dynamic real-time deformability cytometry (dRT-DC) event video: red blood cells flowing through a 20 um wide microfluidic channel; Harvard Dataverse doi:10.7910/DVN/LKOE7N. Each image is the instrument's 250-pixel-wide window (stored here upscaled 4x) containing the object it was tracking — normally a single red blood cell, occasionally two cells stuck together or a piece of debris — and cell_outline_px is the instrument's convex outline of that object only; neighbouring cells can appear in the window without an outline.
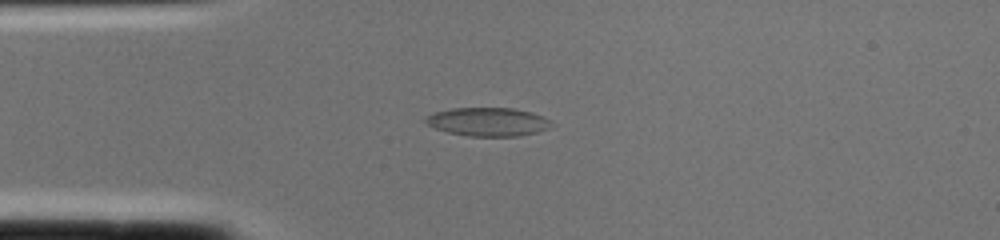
{"species": "common noctule bat (a hibernating species)", "species_latin": "Nyctalus noctula", "temperature_condition": "cold", "stored_images_in_passage": 1, "camera_frame_rate_fps": 3000, "um_per_image_px": 0.085, "animal": {"sex": "female", "body_mass_g": 22.0, "forearm_length_mm": 56.7}, "frame": {"image": 1, "passage_image": 1, "time_ms": 0.0, "image_size_px": [1000, 240], "cell_outline_px": [[552, 124], [548, 128], [536, 132], [520, 136], [468, 136], [448, 132], [436, 128], [428, 124], [424, 120], [432, 112], [452, 108], [512, 108], [532, 112], [548, 120]], "centroid_in_image_um": [41.45, 10.35], "position_along_channel_um": 43.6, "area_um2": 20.69}}